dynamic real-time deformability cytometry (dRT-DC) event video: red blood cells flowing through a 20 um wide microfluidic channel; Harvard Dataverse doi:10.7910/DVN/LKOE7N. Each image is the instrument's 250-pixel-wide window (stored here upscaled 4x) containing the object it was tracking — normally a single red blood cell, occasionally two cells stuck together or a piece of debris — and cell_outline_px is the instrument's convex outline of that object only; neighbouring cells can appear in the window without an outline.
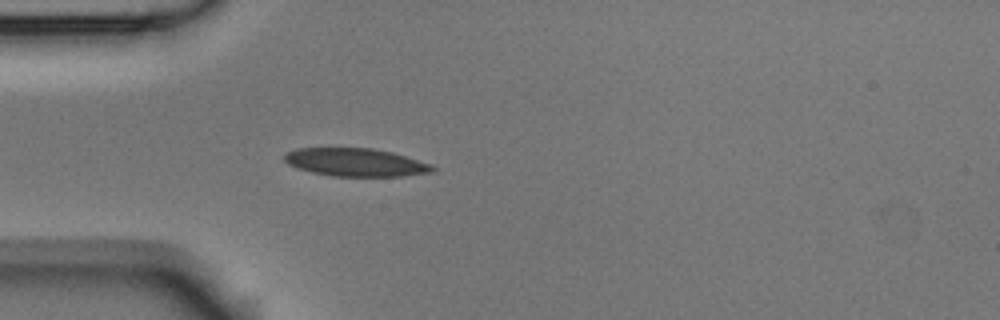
{"species": "Egyptian fruit bat (a non-hibernating species)", "species_latin": "Rousettus aegyptiacus", "temperature_condition": "room temperature", "stored_images_in_passage": 3, "camera_frame_rate_fps": 3000, "um_per_image_px": 0.085, "animal": {"sex": "male"}, "frame": {"image": 1, "passage_image": 3, "time_ms": 0.667, "image_size_px": [1000, 320], "cell_outline_px": [[436, 168], [432, 172], [404, 176], [332, 176], [312, 172], [296, 168], [288, 164], [284, 160], [284, 156], [288, 152], [296, 148], [372, 148], [392, 152], [432, 164]], "centroid_in_image_um": [30.23, 13.8], "position_along_channel_um": 54.8, "area_um2": 24.22}}